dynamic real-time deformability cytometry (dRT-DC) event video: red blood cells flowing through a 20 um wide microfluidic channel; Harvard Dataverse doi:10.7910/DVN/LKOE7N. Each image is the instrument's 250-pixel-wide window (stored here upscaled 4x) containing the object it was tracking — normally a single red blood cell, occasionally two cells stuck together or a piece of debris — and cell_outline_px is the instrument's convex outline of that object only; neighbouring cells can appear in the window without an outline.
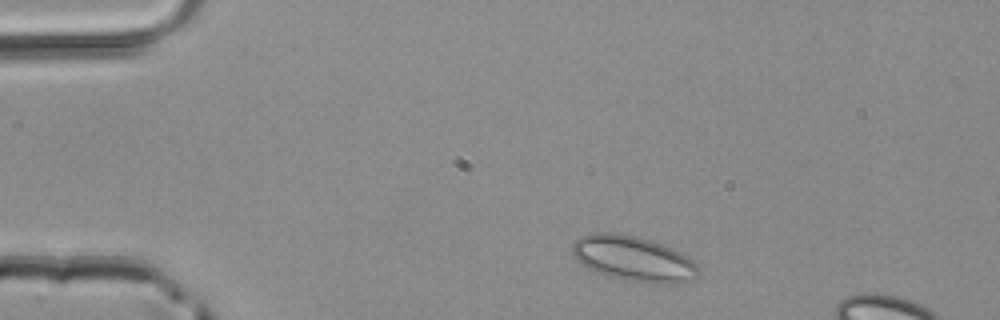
{"species": "common noctule bat (a hibernating species)", "species_latin": "Nyctalus noctula", "temperature_condition": "room temperature", "stored_images_in_passage": 8, "camera_frame_rate_fps": 3000, "um_per_image_px": 0.085, "animal": {"sex": "male", "body_mass_g": 20.4}, "frame": {"image": 1, "passage_image": 2, "time_ms": 0.333, "image_size_px": [1000, 320], "cell_outline_px": [[700, 268], [696, 276], [688, 280], [676, 284], [656, 284], [608, 276], [588, 268], [572, 252], [572, 244], [580, 236], [596, 232], [612, 232], [636, 236], [652, 240], [680, 252], [692, 260]], "centroid_in_image_um": [53.86, 21.97], "position_along_channel_um": 31.1, "area_um2": 32.83}}